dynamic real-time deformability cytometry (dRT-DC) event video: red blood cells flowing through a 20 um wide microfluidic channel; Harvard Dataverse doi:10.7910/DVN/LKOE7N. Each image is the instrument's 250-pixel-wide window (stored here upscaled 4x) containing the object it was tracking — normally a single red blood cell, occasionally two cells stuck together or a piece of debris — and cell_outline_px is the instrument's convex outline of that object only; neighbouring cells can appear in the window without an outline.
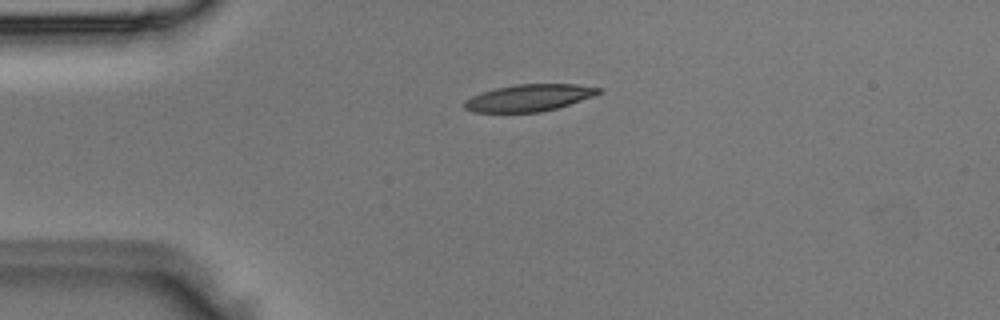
{"species": "Egyptian fruit bat (a non-hibernating species)", "species_latin": "Rousettus aegyptiacus", "temperature_condition": "room temperature", "stored_images_in_passage": 2, "camera_frame_rate_fps": 3000, "um_per_image_px": 0.085, "animal": {"sex": "male"}, "frame": {"image": 1, "passage_image": 2, "time_ms": 0.333, "image_size_px": [1000, 320], "cell_outline_px": [[600, 92], [596, 96], [556, 108], [540, 112], [472, 112], [464, 108], [464, 100], [472, 96], [496, 88], [516, 84], [576, 84], [600, 88]], "centroid_in_image_um": [44.97, 8.31], "position_along_channel_um": 40.0, "area_um2": 20.92}}